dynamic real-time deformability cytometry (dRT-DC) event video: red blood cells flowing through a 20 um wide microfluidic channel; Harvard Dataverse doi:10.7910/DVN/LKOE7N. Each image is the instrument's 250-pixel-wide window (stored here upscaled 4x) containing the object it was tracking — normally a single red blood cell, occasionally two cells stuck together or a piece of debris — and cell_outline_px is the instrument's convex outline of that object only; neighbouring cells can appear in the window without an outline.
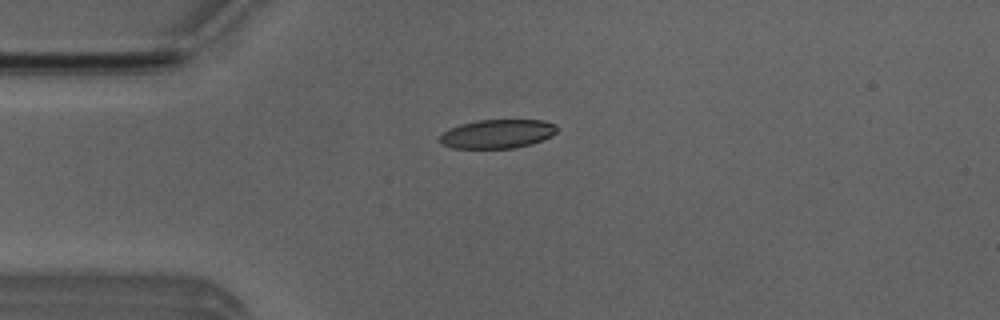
{"species": "Egyptian fruit bat (a non-hibernating species)", "species_latin": "Rousettus aegyptiacus", "temperature_condition": "room temperature", "stored_images_in_passage": 43, "camera_frame_rate_fps": 3000, "um_per_image_px": 0.085, "animal": {"sex": "male"}, "frame": {"image": 1, "passage_image": 3, "time_ms": 0.667, "image_size_px": [1000, 320], "cell_outline_px": [[556, 132], [552, 136], [532, 144], [516, 148], [452, 148], [440, 144], [436, 140], [448, 128], [460, 124], [480, 120], [544, 120], [556, 124]], "centroid_in_image_um": [42.25, 11.38], "position_along_channel_um": 42.8, "area_um2": 19.94}}
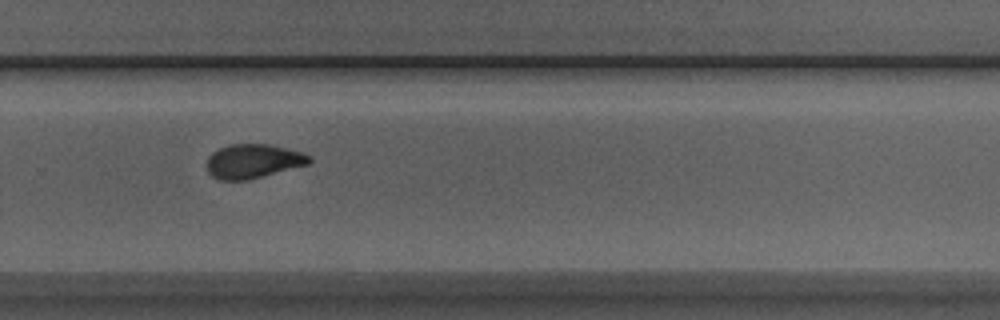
{"frame": {"image": 2, "passage_image": 25, "time_ms": 8.0, "image_size_px": [1000, 320], "cell_outline_px": [[312, 160], [308, 164], [248, 180], [220, 180], [212, 176], [208, 172], [208, 156], [212, 152], [228, 144], [268, 144], [304, 152]], "centroid_in_image_um": [21.51, 13.69], "position_along_channel_um": 308.3, "area_um2": 20.29}}
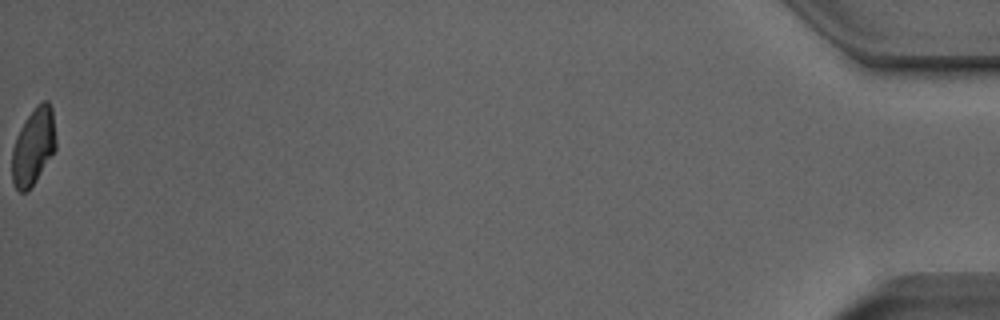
{"frame": {"image": 3, "passage_image": 43, "time_ms": 14.0, "image_size_px": [1000, 320], "cell_outline_px": [[56, 148], [36, 180], [28, 192], [20, 192], [16, 188], [12, 180], [12, 148], [20, 128], [36, 104], [44, 100], [48, 100], [52, 108], [56, 140]], "centroid_in_image_um": [2.84, 12.45], "position_along_channel_um": 432.4, "area_um2": 19.59}, "authors_computed_cell_mechanics": {"area_um2": 20.5768, "velocity_mm_per_s": 3.8856, "shape_relaxation_time_tau1_ms": 5.6489, "shape_relaxation_time_tau2_ms": 2.8454, "deformation_change_tau1": 0.1631, "deformation_change_tau2": 0.0783}}